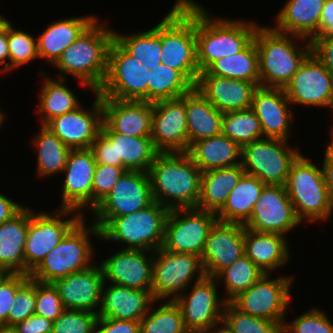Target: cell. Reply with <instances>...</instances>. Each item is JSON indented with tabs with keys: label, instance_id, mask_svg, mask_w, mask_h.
<instances>
[{
	"label": "cell",
	"instance_id": "6da1fadb",
	"mask_svg": "<svg viewBox=\"0 0 333 333\" xmlns=\"http://www.w3.org/2000/svg\"><path fill=\"white\" fill-rule=\"evenodd\" d=\"M113 40L114 30L97 18L53 64L58 69L56 77L66 79L67 74L71 75L91 93L98 92L107 75Z\"/></svg>",
	"mask_w": 333,
	"mask_h": 333
},
{
	"label": "cell",
	"instance_id": "7a4b0ae2",
	"mask_svg": "<svg viewBox=\"0 0 333 333\" xmlns=\"http://www.w3.org/2000/svg\"><path fill=\"white\" fill-rule=\"evenodd\" d=\"M148 174L154 201L169 210L197 206L202 171L187 152L158 153Z\"/></svg>",
	"mask_w": 333,
	"mask_h": 333
},
{
	"label": "cell",
	"instance_id": "3957f363",
	"mask_svg": "<svg viewBox=\"0 0 333 333\" xmlns=\"http://www.w3.org/2000/svg\"><path fill=\"white\" fill-rule=\"evenodd\" d=\"M259 24L247 20L214 17L195 1V37L199 71H206L222 57L243 51Z\"/></svg>",
	"mask_w": 333,
	"mask_h": 333
},
{
	"label": "cell",
	"instance_id": "277c9868",
	"mask_svg": "<svg viewBox=\"0 0 333 333\" xmlns=\"http://www.w3.org/2000/svg\"><path fill=\"white\" fill-rule=\"evenodd\" d=\"M254 40L262 87L283 88L312 53L311 41L278 32L272 26L259 25Z\"/></svg>",
	"mask_w": 333,
	"mask_h": 333
},
{
	"label": "cell",
	"instance_id": "5b68a950",
	"mask_svg": "<svg viewBox=\"0 0 333 333\" xmlns=\"http://www.w3.org/2000/svg\"><path fill=\"white\" fill-rule=\"evenodd\" d=\"M174 2L161 21V64L178 70L194 86L200 73L195 37V1Z\"/></svg>",
	"mask_w": 333,
	"mask_h": 333
},
{
	"label": "cell",
	"instance_id": "8992f818",
	"mask_svg": "<svg viewBox=\"0 0 333 333\" xmlns=\"http://www.w3.org/2000/svg\"><path fill=\"white\" fill-rule=\"evenodd\" d=\"M85 223L83 216L29 274V278L42 283H54L92 266L96 262L93 260L96 253L89 237L92 235L100 240V230L93 222L89 226Z\"/></svg>",
	"mask_w": 333,
	"mask_h": 333
},
{
	"label": "cell",
	"instance_id": "52a82bcc",
	"mask_svg": "<svg viewBox=\"0 0 333 333\" xmlns=\"http://www.w3.org/2000/svg\"><path fill=\"white\" fill-rule=\"evenodd\" d=\"M285 188L302 223L306 220L323 222L332 217L333 199L324 182L322 169L303 154L292 164Z\"/></svg>",
	"mask_w": 333,
	"mask_h": 333
},
{
	"label": "cell",
	"instance_id": "ba28073f",
	"mask_svg": "<svg viewBox=\"0 0 333 333\" xmlns=\"http://www.w3.org/2000/svg\"><path fill=\"white\" fill-rule=\"evenodd\" d=\"M169 209L157 201L135 213L111 219L101 230L100 239L121 242L122 249L156 251L164 241Z\"/></svg>",
	"mask_w": 333,
	"mask_h": 333
},
{
	"label": "cell",
	"instance_id": "9c48e42d",
	"mask_svg": "<svg viewBox=\"0 0 333 333\" xmlns=\"http://www.w3.org/2000/svg\"><path fill=\"white\" fill-rule=\"evenodd\" d=\"M82 217L79 212L71 209L57 208L47 213L28 207L24 274L29 275Z\"/></svg>",
	"mask_w": 333,
	"mask_h": 333
},
{
	"label": "cell",
	"instance_id": "30bf717a",
	"mask_svg": "<svg viewBox=\"0 0 333 333\" xmlns=\"http://www.w3.org/2000/svg\"><path fill=\"white\" fill-rule=\"evenodd\" d=\"M289 141L264 137L241 147V167L265 184L285 185L290 168L302 154Z\"/></svg>",
	"mask_w": 333,
	"mask_h": 333
},
{
	"label": "cell",
	"instance_id": "8fae6325",
	"mask_svg": "<svg viewBox=\"0 0 333 333\" xmlns=\"http://www.w3.org/2000/svg\"><path fill=\"white\" fill-rule=\"evenodd\" d=\"M204 276L198 255L175 253L162 247L154 251L151 291L154 300L159 303L163 300L174 301L189 290L190 283Z\"/></svg>",
	"mask_w": 333,
	"mask_h": 333
},
{
	"label": "cell",
	"instance_id": "7c38bea8",
	"mask_svg": "<svg viewBox=\"0 0 333 333\" xmlns=\"http://www.w3.org/2000/svg\"><path fill=\"white\" fill-rule=\"evenodd\" d=\"M264 274L248 290L240 292L230 303L240 312L255 317L272 320L282 326L291 306L293 276L281 275L271 279Z\"/></svg>",
	"mask_w": 333,
	"mask_h": 333
},
{
	"label": "cell",
	"instance_id": "4fadbf2b",
	"mask_svg": "<svg viewBox=\"0 0 333 333\" xmlns=\"http://www.w3.org/2000/svg\"><path fill=\"white\" fill-rule=\"evenodd\" d=\"M153 202L148 172L126 170L90 213L92 222L101 230L111 219L135 213Z\"/></svg>",
	"mask_w": 333,
	"mask_h": 333
},
{
	"label": "cell",
	"instance_id": "5bb4252c",
	"mask_svg": "<svg viewBox=\"0 0 333 333\" xmlns=\"http://www.w3.org/2000/svg\"><path fill=\"white\" fill-rule=\"evenodd\" d=\"M148 80L149 69L113 40L108 52L107 75L98 94L119 100L147 102Z\"/></svg>",
	"mask_w": 333,
	"mask_h": 333
},
{
	"label": "cell",
	"instance_id": "9a60e30c",
	"mask_svg": "<svg viewBox=\"0 0 333 333\" xmlns=\"http://www.w3.org/2000/svg\"><path fill=\"white\" fill-rule=\"evenodd\" d=\"M96 164L148 172L159 153L151 137H132L115 132H101L91 145Z\"/></svg>",
	"mask_w": 333,
	"mask_h": 333
},
{
	"label": "cell",
	"instance_id": "2e32d148",
	"mask_svg": "<svg viewBox=\"0 0 333 333\" xmlns=\"http://www.w3.org/2000/svg\"><path fill=\"white\" fill-rule=\"evenodd\" d=\"M216 220V213L196 207L170 210L165 223L162 248L201 257L208 232Z\"/></svg>",
	"mask_w": 333,
	"mask_h": 333
},
{
	"label": "cell",
	"instance_id": "e0dca14e",
	"mask_svg": "<svg viewBox=\"0 0 333 333\" xmlns=\"http://www.w3.org/2000/svg\"><path fill=\"white\" fill-rule=\"evenodd\" d=\"M217 287L216 278L204 276L193 283L188 293H182L174 300L189 333H202L222 321L227 301L221 297L219 299Z\"/></svg>",
	"mask_w": 333,
	"mask_h": 333
},
{
	"label": "cell",
	"instance_id": "ac0fdd59",
	"mask_svg": "<svg viewBox=\"0 0 333 333\" xmlns=\"http://www.w3.org/2000/svg\"><path fill=\"white\" fill-rule=\"evenodd\" d=\"M291 104L331 108L333 111V76L311 53L283 87Z\"/></svg>",
	"mask_w": 333,
	"mask_h": 333
},
{
	"label": "cell",
	"instance_id": "d6986e66",
	"mask_svg": "<svg viewBox=\"0 0 333 333\" xmlns=\"http://www.w3.org/2000/svg\"><path fill=\"white\" fill-rule=\"evenodd\" d=\"M285 185L266 184L244 226L250 230L287 235L301 225Z\"/></svg>",
	"mask_w": 333,
	"mask_h": 333
},
{
	"label": "cell",
	"instance_id": "ffe728a7",
	"mask_svg": "<svg viewBox=\"0 0 333 333\" xmlns=\"http://www.w3.org/2000/svg\"><path fill=\"white\" fill-rule=\"evenodd\" d=\"M151 138L159 153L188 151L186 94L153 102Z\"/></svg>",
	"mask_w": 333,
	"mask_h": 333
},
{
	"label": "cell",
	"instance_id": "44dd1931",
	"mask_svg": "<svg viewBox=\"0 0 333 333\" xmlns=\"http://www.w3.org/2000/svg\"><path fill=\"white\" fill-rule=\"evenodd\" d=\"M96 165L90 148L70 150L62 171L65 176L59 209L75 210L82 216H85V208L92 212V181Z\"/></svg>",
	"mask_w": 333,
	"mask_h": 333
},
{
	"label": "cell",
	"instance_id": "7402d4cb",
	"mask_svg": "<svg viewBox=\"0 0 333 333\" xmlns=\"http://www.w3.org/2000/svg\"><path fill=\"white\" fill-rule=\"evenodd\" d=\"M93 94L95 100L90 109L83 108L81 104L74 111L54 117L45 125L70 149L90 148L101 131V96L98 92Z\"/></svg>",
	"mask_w": 333,
	"mask_h": 333
},
{
	"label": "cell",
	"instance_id": "603a6c76",
	"mask_svg": "<svg viewBox=\"0 0 333 333\" xmlns=\"http://www.w3.org/2000/svg\"><path fill=\"white\" fill-rule=\"evenodd\" d=\"M244 236V224L215 221L201 256L205 276L215 278L245 255Z\"/></svg>",
	"mask_w": 333,
	"mask_h": 333
},
{
	"label": "cell",
	"instance_id": "cb8c5ba5",
	"mask_svg": "<svg viewBox=\"0 0 333 333\" xmlns=\"http://www.w3.org/2000/svg\"><path fill=\"white\" fill-rule=\"evenodd\" d=\"M153 258L152 251L120 248L117 253L99 261L104 282L151 291Z\"/></svg>",
	"mask_w": 333,
	"mask_h": 333
},
{
	"label": "cell",
	"instance_id": "d4e9b609",
	"mask_svg": "<svg viewBox=\"0 0 333 333\" xmlns=\"http://www.w3.org/2000/svg\"><path fill=\"white\" fill-rule=\"evenodd\" d=\"M101 103L103 109L101 132L151 137L152 102L101 97Z\"/></svg>",
	"mask_w": 333,
	"mask_h": 333
},
{
	"label": "cell",
	"instance_id": "484cf974",
	"mask_svg": "<svg viewBox=\"0 0 333 333\" xmlns=\"http://www.w3.org/2000/svg\"><path fill=\"white\" fill-rule=\"evenodd\" d=\"M292 104L283 88L258 86L253 93L251 109L257 115L263 138L289 140L294 122Z\"/></svg>",
	"mask_w": 333,
	"mask_h": 333
},
{
	"label": "cell",
	"instance_id": "4316f807",
	"mask_svg": "<svg viewBox=\"0 0 333 333\" xmlns=\"http://www.w3.org/2000/svg\"><path fill=\"white\" fill-rule=\"evenodd\" d=\"M104 275L101 265L96 262L89 268L69 274L56 280L65 309L84 310L97 314L101 301Z\"/></svg>",
	"mask_w": 333,
	"mask_h": 333
},
{
	"label": "cell",
	"instance_id": "83f0119b",
	"mask_svg": "<svg viewBox=\"0 0 333 333\" xmlns=\"http://www.w3.org/2000/svg\"><path fill=\"white\" fill-rule=\"evenodd\" d=\"M194 87L219 111L247 110L257 86L250 81L219 77L200 72Z\"/></svg>",
	"mask_w": 333,
	"mask_h": 333
},
{
	"label": "cell",
	"instance_id": "f1b7e54d",
	"mask_svg": "<svg viewBox=\"0 0 333 333\" xmlns=\"http://www.w3.org/2000/svg\"><path fill=\"white\" fill-rule=\"evenodd\" d=\"M154 301L152 291L104 282L97 316L116 320L141 321Z\"/></svg>",
	"mask_w": 333,
	"mask_h": 333
},
{
	"label": "cell",
	"instance_id": "f546056e",
	"mask_svg": "<svg viewBox=\"0 0 333 333\" xmlns=\"http://www.w3.org/2000/svg\"><path fill=\"white\" fill-rule=\"evenodd\" d=\"M326 0H286L275 17L276 31L312 41L319 32Z\"/></svg>",
	"mask_w": 333,
	"mask_h": 333
},
{
	"label": "cell",
	"instance_id": "4dcf8cb0",
	"mask_svg": "<svg viewBox=\"0 0 333 333\" xmlns=\"http://www.w3.org/2000/svg\"><path fill=\"white\" fill-rule=\"evenodd\" d=\"M285 235L250 230L245 227V255L265 274L276 272L290 261L291 252Z\"/></svg>",
	"mask_w": 333,
	"mask_h": 333
},
{
	"label": "cell",
	"instance_id": "1f68e13d",
	"mask_svg": "<svg viewBox=\"0 0 333 333\" xmlns=\"http://www.w3.org/2000/svg\"><path fill=\"white\" fill-rule=\"evenodd\" d=\"M98 18L84 15L60 19L49 24L37 38L38 56L53 65L76 39Z\"/></svg>",
	"mask_w": 333,
	"mask_h": 333
},
{
	"label": "cell",
	"instance_id": "d6a6232c",
	"mask_svg": "<svg viewBox=\"0 0 333 333\" xmlns=\"http://www.w3.org/2000/svg\"><path fill=\"white\" fill-rule=\"evenodd\" d=\"M187 153L202 173L241 163V147L222 133L193 142Z\"/></svg>",
	"mask_w": 333,
	"mask_h": 333
},
{
	"label": "cell",
	"instance_id": "836d02e7",
	"mask_svg": "<svg viewBox=\"0 0 333 333\" xmlns=\"http://www.w3.org/2000/svg\"><path fill=\"white\" fill-rule=\"evenodd\" d=\"M188 149L196 141L221 134L223 113L195 87L186 93Z\"/></svg>",
	"mask_w": 333,
	"mask_h": 333
},
{
	"label": "cell",
	"instance_id": "e575fe53",
	"mask_svg": "<svg viewBox=\"0 0 333 333\" xmlns=\"http://www.w3.org/2000/svg\"><path fill=\"white\" fill-rule=\"evenodd\" d=\"M28 230V208L0 225V267L24 274V248Z\"/></svg>",
	"mask_w": 333,
	"mask_h": 333
},
{
	"label": "cell",
	"instance_id": "d590c367",
	"mask_svg": "<svg viewBox=\"0 0 333 333\" xmlns=\"http://www.w3.org/2000/svg\"><path fill=\"white\" fill-rule=\"evenodd\" d=\"M265 185L257 177L244 173L230 191L224 206L216 213L217 220L245 224Z\"/></svg>",
	"mask_w": 333,
	"mask_h": 333
},
{
	"label": "cell",
	"instance_id": "8d00e7d4",
	"mask_svg": "<svg viewBox=\"0 0 333 333\" xmlns=\"http://www.w3.org/2000/svg\"><path fill=\"white\" fill-rule=\"evenodd\" d=\"M244 173L241 164L203 172L201 193L196 208L217 213Z\"/></svg>",
	"mask_w": 333,
	"mask_h": 333
},
{
	"label": "cell",
	"instance_id": "74e56055",
	"mask_svg": "<svg viewBox=\"0 0 333 333\" xmlns=\"http://www.w3.org/2000/svg\"><path fill=\"white\" fill-rule=\"evenodd\" d=\"M46 74V75H45ZM39 75L43 77L36 113H39L40 125H46L54 117L74 111L82 102L76 94L66 85L67 79H53L42 70Z\"/></svg>",
	"mask_w": 333,
	"mask_h": 333
},
{
	"label": "cell",
	"instance_id": "f35d334b",
	"mask_svg": "<svg viewBox=\"0 0 333 333\" xmlns=\"http://www.w3.org/2000/svg\"><path fill=\"white\" fill-rule=\"evenodd\" d=\"M40 130L31 140L37 155V177L62 174L70 148L67 147L48 127L40 125Z\"/></svg>",
	"mask_w": 333,
	"mask_h": 333
},
{
	"label": "cell",
	"instance_id": "ab89813d",
	"mask_svg": "<svg viewBox=\"0 0 333 333\" xmlns=\"http://www.w3.org/2000/svg\"><path fill=\"white\" fill-rule=\"evenodd\" d=\"M114 40L149 70L161 64V21L147 31L130 35L114 30Z\"/></svg>",
	"mask_w": 333,
	"mask_h": 333
},
{
	"label": "cell",
	"instance_id": "60d3db41",
	"mask_svg": "<svg viewBox=\"0 0 333 333\" xmlns=\"http://www.w3.org/2000/svg\"><path fill=\"white\" fill-rule=\"evenodd\" d=\"M206 71L211 75L250 81L257 87L260 86L258 52L255 40L243 51L215 61Z\"/></svg>",
	"mask_w": 333,
	"mask_h": 333
},
{
	"label": "cell",
	"instance_id": "b9f144b4",
	"mask_svg": "<svg viewBox=\"0 0 333 333\" xmlns=\"http://www.w3.org/2000/svg\"><path fill=\"white\" fill-rule=\"evenodd\" d=\"M193 87L178 70L160 64L149 70L147 102L180 98Z\"/></svg>",
	"mask_w": 333,
	"mask_h": 333
},
{
	"label": "cell",
	"instance_id": "7bdbcfd3",
	"mask_svg": "<svg viewBox=\"0 0 333 333\" xmlns=\"http://www.w3.org/2000/svg\"><path fill=\"white\" fill-rule=\"evenodd\" d=\"M265 273L246 255L231 266L223 269L215 278L225 287L223 298L230 302L240 292L248 290Z\"/></svg>",
	"mask_w": 333,
	"mask_h": 333
},
{
	"label": "cell",
	"instance_id": "ee69618b",
	"mask_svg": "<svg viewBox=\"0 0 333 333\" xmlns=\"http://www.w3.org/2000/svg\"><path fill=\"white\" fill-rule=\"evenodd\" d=\"M140 321V333H189L185 327L182 313L175 301L163 300L156 308L153 305Z\"/></svg>",
	"mask_w": 333,
	"mask_h": 333
},
{
	"label": "cell",
	"instance_id": "f6af8a7d",
	"mask_svg": "<svg viewBox=\"0 0 333 333\" xmlns=\"http://www.w3.org/2000/svg\"><path fill=\"white\" fill-rule=\"evenodd\" d=\"M221 133L240 147L263 138L260 121L251 108L223 113Z\"/></svg>",
	"mask_w": 333,
	"mask_h": 333
},
{
	"label": "cell",
	"instance_id": "bcb514c9",
	"mask_svg": "<svg viewBox=\"0 0 333 333\" xmlns=\"http://www.w3.org/2000/svg\"><path fill=\"white\" fill-rule=\"evenodd\" d=\"M222 320L233 333H283L280 323L242 313L230 302L225 305Z\"/></svg>",
	"mask_w": 333,
	"mask_h": 333
},
{
	"label": "cell",
	"instance_id": "7dc6e473",
	"mask_svg": "<svg viewBox=\"0 0 333 333\" xmlns=\"http://www.w3.org/2000/svg\"><path fill=\"white\" fill-rule=\"evenodd\" d=\"M9 71L38 59L37 38L29 32L15 29L11 21L8 23Z\"/></svg>",
	"mask_w": 333,
	"mask_h": 333
},
{
	"label": "cell",
	"instance_id": "c3c4849f",
	"mask_svg": "<svg viewBox=\"0 0 333 333\" xmlns=\"http://www.w3.org/2000/svg\"><path fill=\"white\" fill-rule=\"evenodd\" d=\"M283 333H333V322L323 310L312 307L292 322H285Z\"/></svg>",
	"mask_w": 333,
	"mask_h": 333
},
{
	"label": "cell",
	"instance_id": "681fc988",
	"mask_svg": "<svg viewBox=\"0 0 333 333\" xmlns=\"http://www.w3.org/2000/svg\"><path fill=\"white\" fill-rule=\"evenodd\" d=\"M97 319L90 311L65 309L53 322L51 333H94Z\"/></svg>",
	"mask_w": 333,
	"mask_h": 333
},
{
	"label": "cell",
	"instance_id": "f907efd6",
	"mask_svg": "<svg viewBox=\"0 0 333 333\" xmlns=\"http://www.w3.org/2000/svg\"><path fill=\"white\" fill-rule=\"evenodd\" d=\"M65 310L58 290L53 283L36 281V315L55 321Z\"/></svg>",
	"mask_w": 333,
	"mask_h": 333
},
{
	"label": "cell",
	"instance_id": "816d5d0a",
	"mask_svg": "<svg viewBox=\"0 0 333 333\" xmlns=\"http://www.w3.org/2000/svg\"><path fill=\"white\" fill-rule=\"evenodd\" d=\"M8 314V326H15L35 313L36 281L29 278L17 291Z\"/></svg>",
	"mask_w": 333,
	"mask_h": 333
},
{
	"label": "cell",
	"instance_id": "f5cc1de1",
	"mask_svg": "<svg viewBox=\"0 0 333 333\" xmlns=\"http://www.w3.org/2000/svg\"><path fill=\"white\" fill-rule=\"evenodd\" d=\"M125 171L123 167L96 165L92 181V210L110 193Z\"/></svg>",
	"mask_w": 333,
	"mask_h": 333
},
{
	"label": "cell",
	"instance_id": "db71d44e",
	"mask_svg": "<svg viewBox=\"0 0 333 333\" xmlns=\"http://www.w3.org/2000/svg\"><path fill=\"white\" fill-rule=\"evenodd\" d=\"M29 279V275L11 273L0 284V324L8 325V314L13 306L16 291Z\"/></svg>",
	"mask_w": 333,
	"mask_h": 333
},
{
	"label": "cell",
	"instance_id": "11a10c76",
	"mask_svg": "<svg viewBox=\"0 0 333 333\" xmlns=\"http://www.w3.org/2000/svg\"><path fill=\"white\" fill-rule=\"evenodd\" d=\"M94 333H140V321L98 317Z\"/></svg>",
	"mask_w": 333,
	"mask_h": 333
},
{
	"label": "cell",
	"instance_id": "9f6ffc18",
	"mask_svg": "<svg viewBox=\"0 0 333 333\" xmlns=\"http://www.w3.org/2000/svg\"><path fill=\"white\" fill-rule=\"evenodd\" d=\"M312 53L325 65L333 76V35L315 37L311 41Z\"/></svg>",
	"mask_w": 333,
	"mask_h": 333
},
{
	"label": "cell",
	"instance_id": "6f0895ef",
	"mask_svg": "<svg viewBox=\"0 0 333 333\" xmlns=\"http://www.w3.org/2000/svg\"><path fill=\"white\" fill-rule=\"evenodd\" d=\"M52 326L53 321L33 314L14 327L17 333H51Z\"/></svg>",
	"mask_w": 333,
	"mask_h": 333
},
{
	"label": "cell",
	"instance_id": "680465c9",
	"mask_svg": "<svg viewBox=\"0 0 333 333\" xmlns=\"http://www.w3.org/2000/svg\"><path fill=\"white\" fill-rule=\"evenodd\" d=\"M333 35V0H326L321 12L320 29L316 37Z\"/></svg>",
	"mask_w": 333,
	"mask_h": 333
},
{
	"label": "cell",
	"instance_id": "91938a15",
	"mask_svg": "<svg viewBox=\"0 0 333 333\" xmlns=\"http://www.w3.org/2000/svg\"><path fill=\"white\" fill-rule=\"evenodd\" d=\"M25 206L15 202L10 197L0 193V225L12 219Z\"/></svg>",
	"mask_w": 333,
	"mask_h": 333
},
{
	"label": "cell",
	"instance_id": "94428289",
	"mask_svg": "<svg viewBox=\"0 0 333 333\" xmlns=\"http://www.w3.org/2000/svg\"><path fill=\"white\" fill-rule=\"evenodd\" d=\"M0 65H4L1 67L0 75L9 73L8 24L0 31Z\"/></svg>",
	"mask_w": 333,
	"mask_h": 333
},
{
	"label": "cell",
	"instance_id": "6125c7cd",
	"mask_svg": "<svg viewBox=\"0 0 333 333\" xmlns=\"http://www.w3.org/2000/svg\"><path fill=\"white\" fill-rule=\"evenodd\" d=\"M323 158V165L321 169L323 172L324 182L331 198L333 199V161H329L325 156Z\"/></svg>",
	"mask_w": 333,
	"mask_h": 333
},
{
	"label": "cell",
	"instance_id": "be15d7a7",
	"mask_svg": "<svg viewBox=\"0 0 333 333\" xmlns=\"http://www.w3.org/2000/svg\"><path fill=\"white\" fill-rule=\"evenodd\" d=\"M202 333H233L227 324L222 320L217 324L212 325L210 328L204 330Z\"/></svg>",
	"mask_w": 333,
	"mask_h": 333
},
{
	"label": "cell",
	"instance_id": "e7e4bbea",
	"mask_svg": "<svg viewBox=\"0 0 333 333\" xmlns=\"http://www.w3.org/2000/svg\"><path fill=\"white\" fill-rule=\"evenodd\" d=\"M332 130H331V142L326 143L325 146V151H324V156L329 160V161H333V126Z\"/></svg>",
	"mask_w": 333,
	"mask_h": 333
},
{
	"label": "cell",
	"instance_id": "03108f58",
	"mask_svg": "<svg viewBox=\"0 0 333 333\" xmlns=\"http://www.w3.org/2000/svg\"><path fill=\"white\" fill-rule=\"evenodd\" d=\"M0 333H17L14 326L0 324Z\"/></svg>",
	"mask_w": 333,
	"mask_h": 333
},
{
	"label": "cell",
	"instance_id": "003e7915",
	"mask_svg": "<svg viewBox=\"0 0 333 333\" xmlns=\"http://www.w3.org/2000/svg\"><path fill=\"white\" fill-rule=\"evenodd\" d=\"M11 274L10 271L0 267V284Z\"/></svg>",
	"mask_w": 333,
	"mask_h": 333
},
{
	"label": "cell",
	"instance_id": "a7ac6f4b",
	"mask_svg": "<svg viewBox=\"0 0 333 333\" xmlns=\"http://www.w3.org/2000/svg\"><path fill=\"white\" fill-rule=\"evenodd\" d=\"M9 22L10 21H8L5 17H3V15L0 14V31L4 29Z\"/></svg>",
	"mask_w": 333,
	"mask_h": 333
},
{
	"label": "cell",
	"instance_id": "89a4df30",
	"mask_svg": "<svg viewBox=\"0 0 333 333\" xmlns=\"http://www.w3.org/2000/svg\"><path fill=\"white\" fill-rule=\"evenodd\" d=\"M4 114H5L4 111L0 110V129L2 127V124L4 123V119H6Z\"/></svg>",
	"mask_w": 333,
	"mask_h": 333
}]
</instances>
